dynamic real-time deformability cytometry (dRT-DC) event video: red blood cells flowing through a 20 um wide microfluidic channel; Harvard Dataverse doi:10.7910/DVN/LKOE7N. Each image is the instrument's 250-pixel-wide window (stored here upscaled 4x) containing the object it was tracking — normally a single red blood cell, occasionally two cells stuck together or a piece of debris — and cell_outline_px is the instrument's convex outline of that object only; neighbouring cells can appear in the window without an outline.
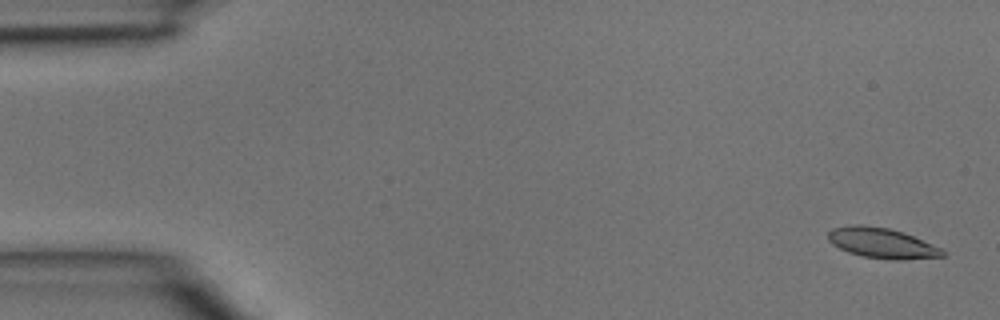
{"species": "common noctule bat (a hibernating species)", "species_latin": "Nyctalus noctula", "temperature_condition": "room temperature", "stored_images_in_passage": 2, "camera_frame_rate_fps": 3000, "um_per_image_px": 0.085, "animal": {"sex": "male", "body_mass_g": 15.6}, "frame": {"image": 1, "passage_image": 2, "time_ms": 0.333, "image_size_px": [1000, 320], "cell_outline_px": [[944, 256], [900, 260], [896, 260], [864, 256], [848, 252], [832, 244], [828, 240], [828, 232], [832, 228], [848, 224], [864, 224], [888, 228], [904, 232], [944, 248]], "centroid_in_image_um": [74.97, 20.64], "position_along_channel_um": 10.0, "area_um2": 20.4}}